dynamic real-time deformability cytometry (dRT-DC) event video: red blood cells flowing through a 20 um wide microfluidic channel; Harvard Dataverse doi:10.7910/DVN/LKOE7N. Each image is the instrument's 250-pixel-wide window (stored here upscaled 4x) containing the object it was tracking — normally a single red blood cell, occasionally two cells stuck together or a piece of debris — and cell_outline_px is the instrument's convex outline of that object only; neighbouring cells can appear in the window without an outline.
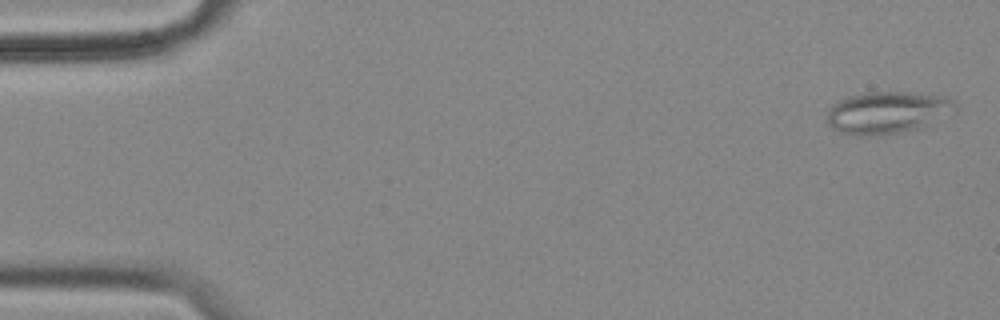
{"species": "common noctule bat (a hibernating species)", "species_latin": "Nyctalus noctula", "temperature_condition": "cold", "stored_images_in_passage": 4, "camera_frame_rate_fps": 3000, "um_per_image_px": 0.085, "animal": {"sex": "female", "body_mass_g": 18.4}, "frame": {"image": 1, "passage_image": 1, "time_ms": 0.0, "image_size_px": [1000, 320], "cell_outline_px": [[960, 108], [956, 112], [916, 128], [900, 132], [872, 136], [860, 136], [840, 132], [832, 128], [828, 124], [828, 108], [832, 104], [848, 96], [864, 92], [908, 92], [948, 96]], "centroid_in_image_um": [75.44, 9.54], "position_along_channel_um": 9.6, "area_um2": 31.56}}